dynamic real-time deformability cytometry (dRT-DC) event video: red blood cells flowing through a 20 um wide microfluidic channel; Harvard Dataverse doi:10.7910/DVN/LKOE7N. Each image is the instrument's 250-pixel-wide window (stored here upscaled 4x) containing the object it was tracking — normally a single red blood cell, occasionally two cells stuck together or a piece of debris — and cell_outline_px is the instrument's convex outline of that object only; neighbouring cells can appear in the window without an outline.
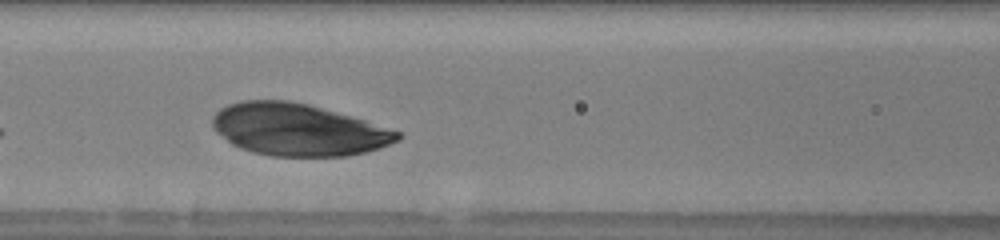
{"species": "human", "species_latin": "Homo sapiens", "temperature_condition": "warm", "stored_images_in_passage": 18, "camera_frame_rate_fps": 3000, "um_per_image_px": 0.085, "donor": {"sex": "male"}, "frame": {"image": 1, "passage_image": 6, "time_ms": 3.333, "image_size_px": [1000, 240], "cell_outline_px": [[404, 136], [400, 140], [380, 148], [368, 152], [348, 156], [272, 156], [252, 152], [240, 148], [232, 144], [216, 132], [212, 128], [212, 116], [220, 108], [228, 104], [244, 100], [288, 100], [308, 104], [364, 120], [400, 132]], "centroid_in_image_um": [25.33, 11.03], "position_along_channel_um": 141.3, "area_um2": 56.24}}